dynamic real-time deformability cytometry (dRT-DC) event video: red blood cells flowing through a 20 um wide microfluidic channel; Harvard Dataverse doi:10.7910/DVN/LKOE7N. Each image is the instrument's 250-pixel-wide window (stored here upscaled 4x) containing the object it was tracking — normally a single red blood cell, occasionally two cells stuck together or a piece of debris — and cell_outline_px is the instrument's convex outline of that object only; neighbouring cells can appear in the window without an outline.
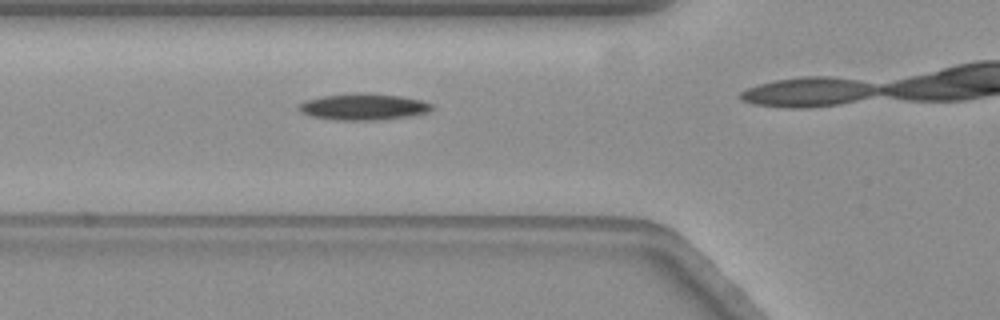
{"species": "common noctule bat (a hibernating species)", "species_latin": "Nyctalus noctula", "temperature_condition": "warm", "stored_images_in_passage": 36, "camera_frame_rate_fps": 3000, "um_per_image_px": 0.085, "animal": {"sex": "female", "body_mass_g": 19.3, "forearm_length_mm": 54.1}, "frame": {"image": 1, "passage_image": 11, "time_ms": 3.333, "image_size_px": [1000, 320], "cell_outline_px": [[432, 108], [428, 112], [412, 116], [376, 120], [336, 120], [312, 116], [300, 112], [296, 108], [296, 104], [304, 100], [324, 96], [360, 92], [364, 92], [400, 96], [420, 100], [432, 104]], "centroid_in_image_um": [30.84, 9.07], "position_along_channel_um": 95.0, "area_um2": 20.63}}